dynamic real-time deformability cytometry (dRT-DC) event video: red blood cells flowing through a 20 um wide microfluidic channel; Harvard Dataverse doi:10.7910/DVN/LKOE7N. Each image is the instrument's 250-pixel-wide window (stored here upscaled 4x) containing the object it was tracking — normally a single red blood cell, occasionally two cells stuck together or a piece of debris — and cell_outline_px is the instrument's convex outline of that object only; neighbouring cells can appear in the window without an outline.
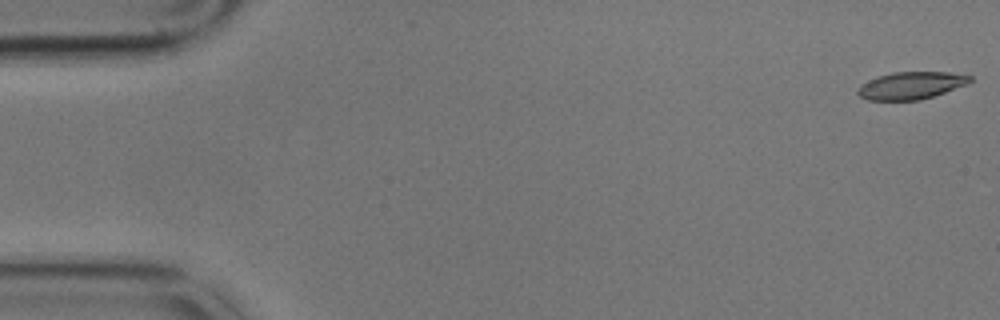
{"species": "common noctule bat (a hibernating species)", "species_latin": "Nyctalus noctula", "temperature_condition": "cold", "stored_images_in_passage": 5, "camera_frame_rate_fps": 3000, "um_per_image_px": 0.085, "animal": {"sex": "male", "body_mass_g": 17.9}, "frame": {"image": 1, "passage_image": 1, "time_ms": 0.0, "image_size_px": [1000, 320], "cell_outline_px": [[972, 80], [968, 84], [920, 100], [868, 100], [860, 96], [856, 92], [860, 84], [876, 76], [892, 72], [948, 72], [972, 76]], "centroid_in_image_um": [77.41, 7.26], "position_along_channel_um": 7.6, "area_um2": 17.92}}
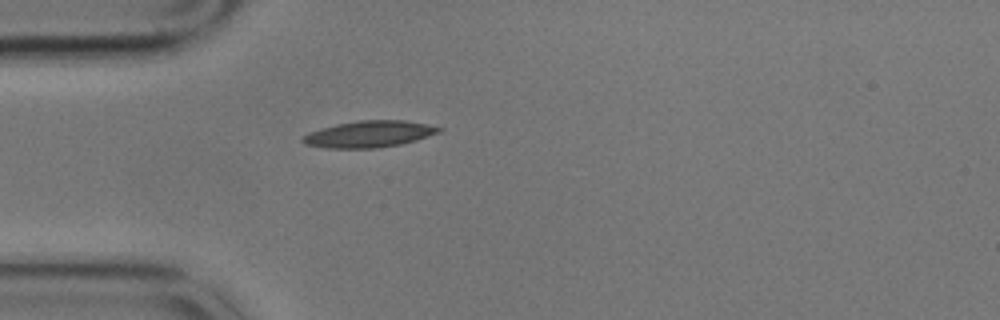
{"frame": {"image": 2, "passage_image": 5, "time_ms": 1.333, "image_size_px": [1000, 320], "cell_outline_px": [[444, 128], [440, 132], [416, 140], [400, 144], [376, 148], [328, 148], [304, 144], [300, 140], [300, 136], [308, 132], [336, 124], [360, 120], [404, 120]], "centroid_in_image_um": [31.32, 11.4], "position_along_channel_um": 53.7, "area_um2": 21.04}}